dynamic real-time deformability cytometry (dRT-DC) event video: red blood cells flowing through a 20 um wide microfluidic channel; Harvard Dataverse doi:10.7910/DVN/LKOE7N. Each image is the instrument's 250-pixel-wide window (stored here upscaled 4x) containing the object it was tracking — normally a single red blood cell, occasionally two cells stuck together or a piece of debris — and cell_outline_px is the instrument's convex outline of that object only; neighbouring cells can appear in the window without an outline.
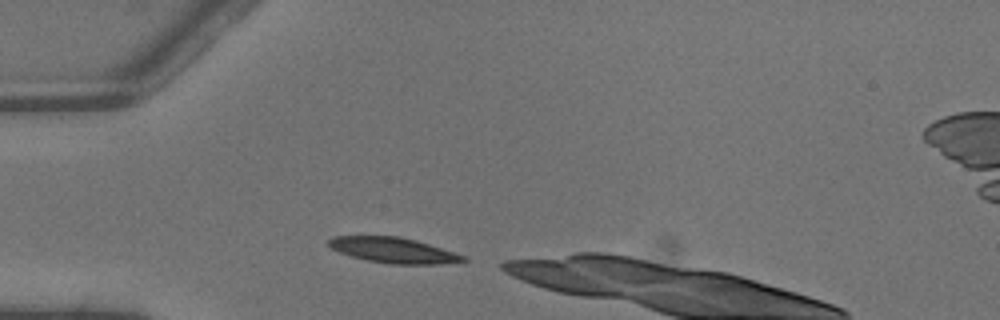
{"species": "common noctule bat (a hibernating species)", "species_latin": "Nyctalus noctula", "temperature_condition": "warm", "stored_images_in_passage": 2, "camera_frame_rate_fps": 3000, "um_per_image_px": 0.085, "animal": {"sex": "male", "body_mass_g": 13.3}, "frame": {"image": 1, "passage_image": 1, "time_ms": 0.0, "image_size_px": [1000, 320], "cell_outline_px": [[468, 260], [436, 264], [392, 264], [368, 260], [352, 256], [340, 252], [332, 248], [328, 244], [328, 240], [332, 236], [400, 236], [416, 240], [464, 256]], "centroid_in_image_um": [33.39, 21.26], "position_along_channel_um": 51.6, "area_um2": 19.54}}